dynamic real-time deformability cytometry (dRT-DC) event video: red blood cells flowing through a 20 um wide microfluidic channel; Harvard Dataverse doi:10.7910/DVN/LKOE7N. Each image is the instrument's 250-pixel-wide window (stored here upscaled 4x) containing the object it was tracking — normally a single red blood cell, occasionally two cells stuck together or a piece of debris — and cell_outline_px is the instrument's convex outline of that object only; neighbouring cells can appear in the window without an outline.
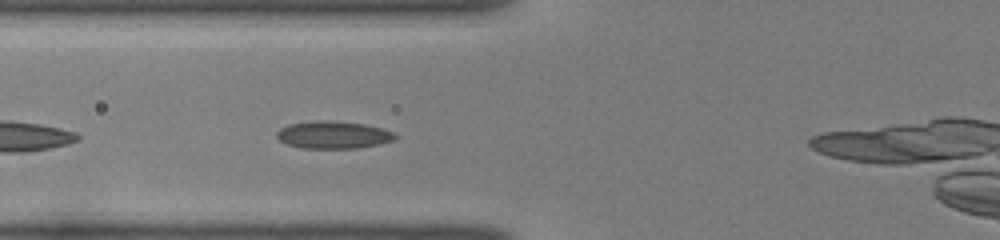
{"species": "common noctule bat (a hibernating species)", "species_latin": "Nyctalus noctula", "temperature_condition": "room temperature", "stored_images_in_passage": 32, "camera_frame_rate_fps": 3000, "um_per_image_px": 0.085, "animal": {"sex": "female", "body_mass_g": 22.0, "forearm_length_mm": 56.7}, "frame": {"image": 1, "passage_image": 4, "time_ms": 1.0, "image_size_px": [1000, 240], "cell_outline_px": [[396, 140], [380, 144], [356, 148], [300, 148], [288, 144], [280, 140], [276, 136], [276, 132], [280, 128], [288, 124], [316, 120], [328, 120], [364, 124], [384, 128], [396, 132]], "centroid_in_image_um": [28.36, 11.46], "position_along_channel_um": 97.4, "area_um2": 19.13}}
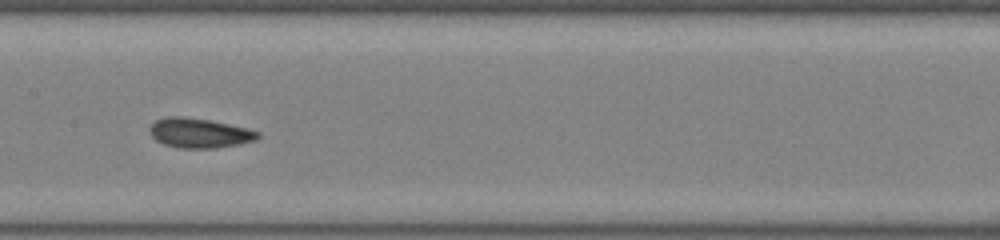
{"frame": {"image": 2, "passage_image": 11, "time_ms": 3.333, "image_size_px": [1000, 240], "cell_outline_px": [[260, 136], [256, 140], [240, 144], [216, 148], [180, 148], [164, 144], [156, 140], [152, 136], [148, 128], [156, 120], [168, 116], [184, 116], [208, 120], [248, 128], [260, 132]], "centroid_in_image_um": [16.96, 11.31], "position_along_channel_um": 190.4, "area_um2": 18.73}}
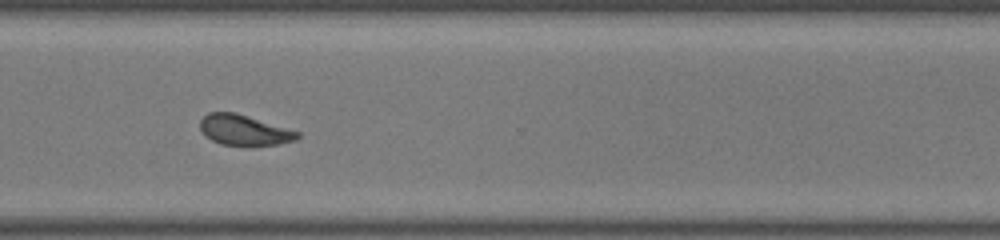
{"frame": {"image": 3, "passage_image": 23, "time_ms": 7.333, "image_size_px": [1000, 240], "cell_outline_px": [[300, 136], [296, 140], [280, 144], [248, 148], [220, 144], [204, 136], [200, 128], [200, 120], [208, 112], [236, 112], [300, 132]], "centroid_in_image_um": [20.75, 11.1], "position_along_channel_um": 349.8, "area_um2": 17.92}, "authors_computed_cell_mechanics": {"area_um2": 18.1492, "velocity_mm_per_s": 3.9744, "shape_relaxation_time_tau1_ms": 5.8256, "shape_relaxation_time_tau2_ms": 1.8161, "deformation_change_tau1": 0.1627, "deformation_change_tau2": 0.0817}}